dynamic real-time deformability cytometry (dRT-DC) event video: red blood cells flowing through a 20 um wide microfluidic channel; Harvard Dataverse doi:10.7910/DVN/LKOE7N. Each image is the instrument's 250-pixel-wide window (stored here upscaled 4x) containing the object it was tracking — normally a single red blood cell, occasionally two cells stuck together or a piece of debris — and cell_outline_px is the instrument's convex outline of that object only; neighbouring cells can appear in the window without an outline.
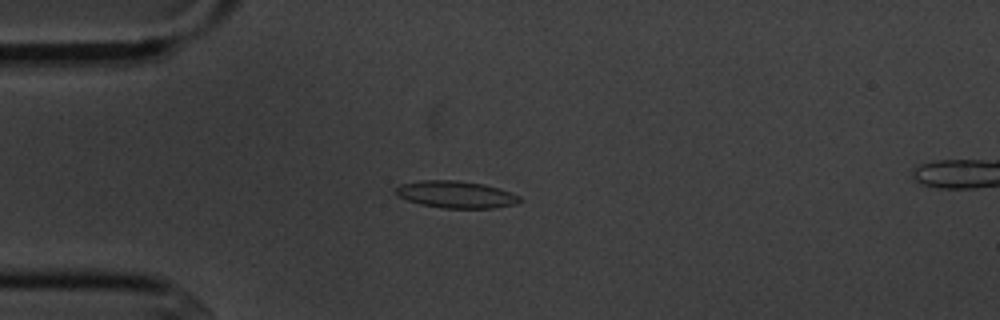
{"species": "common noctule bat (a hibernating species)", "species_latin": "Nyctalus noctula", "temperature_condition": "cold", "stored_images_in_passage": 9, "camera_frame_rate_fps": 3000, "um_per_image_px": 0.085, "animal": {"sex": "male", "body_mass_g": 20.1, "forearm_length_mm": 53.5}, "frame": {"image": 1, "passage_image": 4, "time_ms": 3.667, "image_size_px": [1000, 320], "cell_outline_px": [[520, 200], [516, 204], [496, 208], [440, 208], [420, 204], [408, 200], [400, 196], [396, 192], [396, 188], [400, 184], [420, 180], [456, 180], [484, 184], [500, 188], [512, 192], [520, 196]], "centroid_in_image_um": [38.79, 16.53], "position_along_channel_um": 46.2, "area_um2": 19.59}}
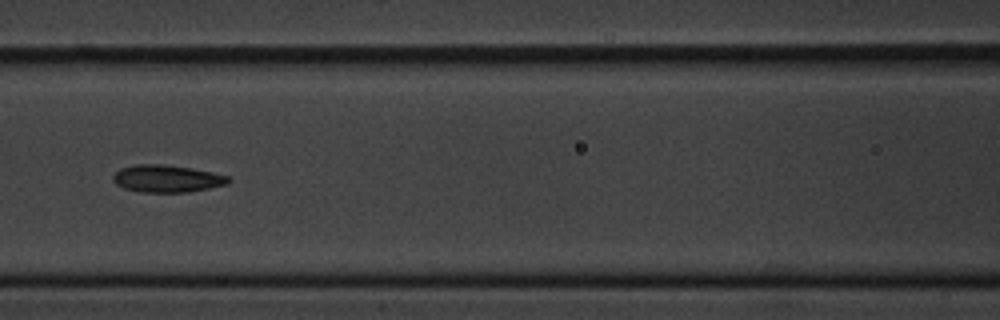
{"frame": {"image": 2, "passage_image": 7, "time_ms": 7.0, "image_size_px": [1000, 320], "cell_outline_px": [[232, 180], [228, 184], [188, 192], [140, 192], [124, 188], [116, 184], [112, 180], [112, 176], [120, 168], [136, 164], [160, 164], [188, 168], [212, 172], [228, 176]], "centroid_in_image_um": [14.17, 15.19], "position_along_channel_um": 152.4, "area_um2": 18.26}}
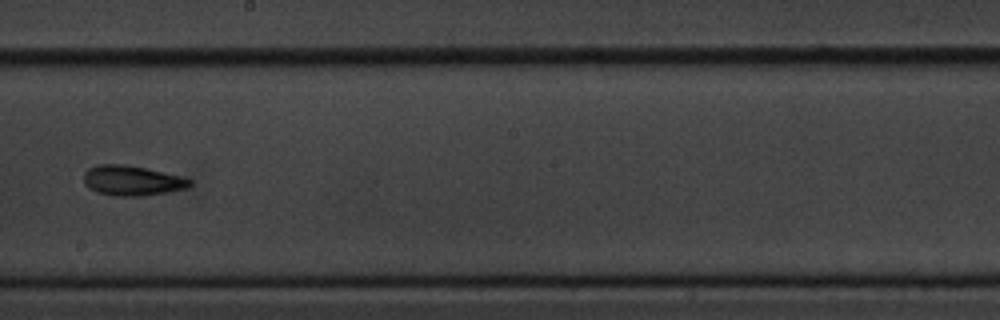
{"frame": {"image": 3, "passage_image": 9, "time_ms": 9.333, "image_size_px": [1000, 320], "cell_outline_px": [[192, 184], [188, 188], [168, 192], [144, 196], [116, 196], [96, 192], [88, 188], [84, 184], [84, 172], [88, 168], [96, 164], [124, 164], [144, 168], [180, 176], [192, 180]], "centroid_in_image_um": [11.2, 15.35], "position_along_channel_um": 237.0, "area_um2": 18.67}}